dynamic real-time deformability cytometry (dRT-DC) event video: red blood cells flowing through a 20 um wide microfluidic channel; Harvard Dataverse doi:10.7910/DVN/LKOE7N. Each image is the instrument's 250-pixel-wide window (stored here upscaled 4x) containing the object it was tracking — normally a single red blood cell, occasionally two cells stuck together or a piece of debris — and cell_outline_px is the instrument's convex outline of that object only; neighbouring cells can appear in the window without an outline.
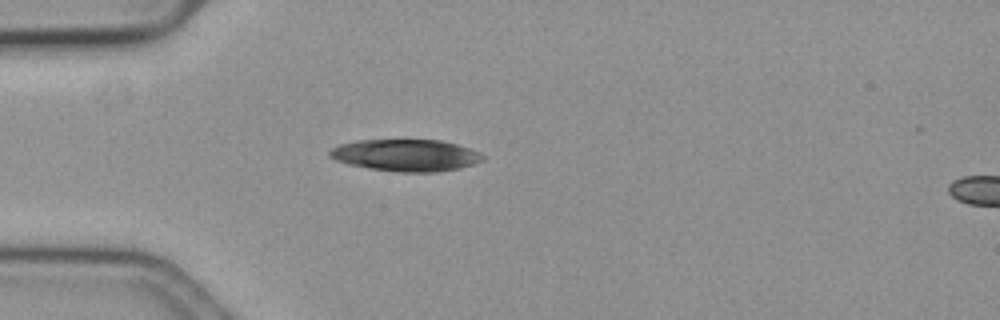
{"species": "common noctule bat (a hibernating species)", "species_latin": "Nyctalus noctula", "temperature_condition": "cold", "stored_images_in_passage": 42, "camera_frame_rate_fps": 3000, "um_per_image_px": 0.085, "animal": {"sex": "female", "body_mass_g": 19.3, "forearm_length_mm": 54.1}, "frame": {"image": 1, "passage_image": 9, "time_ms": 2.667, "image_size_px": [1000, 320], "cell_outline_px": [[484, 160], [460, 168], [436, 172], [396, 172], [368, 168], [348, 164], [336, 160], [328, 156], [328, 152], [332, 148], [340, 144], [356, 140], [440, 140], [456, 144], [480, 152], [484, 156]], "centroid_in_image_um": [34.48, 13.2], "position_along_channel_um": 50.5, "area_um2": 28.5}}